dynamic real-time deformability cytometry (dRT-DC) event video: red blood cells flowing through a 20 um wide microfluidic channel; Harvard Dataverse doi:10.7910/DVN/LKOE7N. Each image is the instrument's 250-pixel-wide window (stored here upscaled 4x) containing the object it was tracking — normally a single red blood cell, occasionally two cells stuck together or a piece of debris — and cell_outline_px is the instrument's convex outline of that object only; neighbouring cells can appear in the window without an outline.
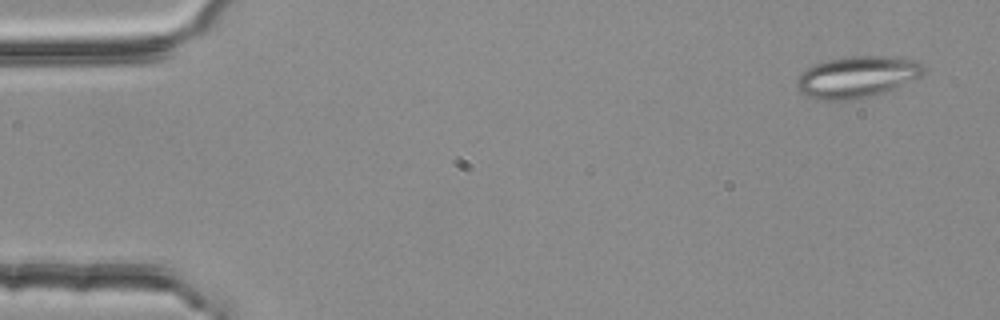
{"species": "common noctule bat (a hibernating species)", "species_latin": "Nyctalus noctula", "temperature_condition": "room temperature", "stored_images_in_passage": 4, "camera_frame_rate_fps": 3000, "um_per_image_px": 0.085, "animal": {"sex": "female", "body_mass_g": 25.1}, "frame": {"image": 1, "passage_image": 1, "time_ms": 0.0, "image_size_px": [1000, 320], "cell_outline_px": [[924, 72], [920, 76], [892, 88], [872, 96], [852, 100], [816, 100], [800, 92], [796, 88], [796, 80], [800, 72], [816, 64], [828, 60], [844, 56], [888, 56], [916, 60], [924, 68]], "centroid_in_image_um": [72.77, 6.54], "position_along_channel_um": 12.2, "area_um2": 30.52}}
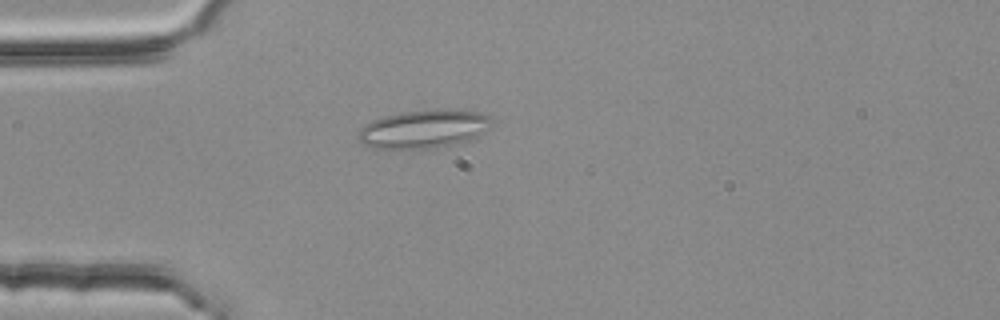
{"frame": {"image": 2, "passage_image": 4, "time_ms": 1.0, "image_size_px": [1000, 320], "cell_outline_px": [[492, 124], [484, 132], [468, 140], [452, 144], [428, 148], [376, 148], [364, 144], [356, 136], [360, 128], [364, 124], [372, 120], [384, 116], [400, 112], [436, 108], [448, 108], [480, 112], [488, 116], [492, 120]], "centroid_in_image_um": [36.02, 10.92], "position_along_channel_um": 49.0, "area_um2": 29.88}}